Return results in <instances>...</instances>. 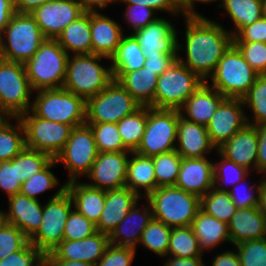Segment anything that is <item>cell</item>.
<instances>
[{
    "instance_id": "1",
    "label": "cell",
    "mask_w": 266,
    "mask_h": 266,
    "mask_svg": "<svg viewBox=\"0 0 266 266\" xmlns=\"http://www.w3.org/2000/svg\"><path fill=\"white\" fill-rule=\"evenodd\" d=\"M184 17L186 60L181 55H177V60L208 82L219 60L233 44V36L221 24L202 15Z\"/></svg>"
},
{
    "instance_id": "2",
    "label": "cell",
    "mask_w": 266,
    "mask_h": 266,
    "mask_svg": "<svg viewBox=\"0 0 266 266\" xmlns=\"http://www.w3.org/2000/svg\"><path fill=\"white\" fill-rule=\"evenodd\" d=\"M69 54L56 39H46L25 64L33 91L63 87Z\"/></svg>"
},
{
    "instance_id": "3",
    "label": "cell",
    "mask_w": 266,
    "mask_h": 266,
    "mask_svg": "<svg viewBox=\"0 0 266 266\" xmlns=\"http://www.w3.org/2000/svg\"><path fill=\"white\" fill-rule=\"evenodd\" d=\"M102 58L106 57L96 54L69 55L62 88L85 101L100 93L113 81L111 67L105 68L99 64Z\"/></svg>"
},
{
    "instance_id": "4",
    "label": "cell",
    "mask_w": 266,
    "mask_h": 266,
    "mask_svg": "<svg viewBox=\"0 0 266 266\" xmlns=\"http://www.w3.org/2000/svg\"><path fill=\"white\" fill-rule=\"evenodd\" d=\"M146 200L153 218L171 228L190 226L200 210V197L175 186L159 187Z\"/></svg>"
},
{
    "instance_id": "5",
    "label": "cell",
    "mask_w": 266,
    "mask_h": 266,
    "mask_svg": "<svg viewBox=\"0 0 266 266\" xmlns=\"http://www.w3.org/2000/svg\"><path fill=\"white\" fill-rule=\"evenodd\" d=\"M46 39L31 14L16 12L0 38V51L4 60L25 64Z\"/></svg>"
},
{
    "instance_id": "6",
    "label": "cell",
    "mask_w": 266,
    "mask_h": 266,
    "mask_svg": "<svg viewBox=\"0 0 266 266\" xmlns=\"http://www.w3.org/2000/svg\"><path fill=\"white\" fill-rule=\"evenodd\" d=\"M31 111L40 118L77 127L86 123V101L64 88L41 89Z\"/></svg>"
},
{
    "instance_id": "7",
    "label": "cell",
    "mask_w": 266,
    "mask_h": 266,
    "mask_svg": "<svg viewBox=\"0 0 266 266\" xmlns=\"http://www.w3.org/2000/svg\"><path fill=\"white\" fill-rule=\"evenodd\" d=\"M258 75L238 48L232 44L209 77L212 81L210 87L218 90L225 98L242 99Z\"/></svg>"
},
{
    "instance_id": "8",
    "label": "cell",
    "mask_w": 266,
    "mask_h": 266,
    "mask_svg": "<svg viewBox=\"0 0 266 266\" xmlns=\"http://www.w3.org/2000/svg\"><path fill=\"white\" fill-rule=\"evenodd\" d=\"M204 82L197 74L176 60L158 76L154 108L179 110Z\"/></svg>"
},
{
    "instance_id": "9",
    "label": "cell",
    "mask_w": 266,
    "mask_h": 266,
    "mask_svg": "<svg viewBox=\"0 0 266 266\" xmlns=\"http://www.w3.org/2000/svg\"><path fill=\"white\" fill-rule=\"evenodd\" d=\"M52 196L43 205L42 223L38 231L29 239V242L45 255L63 241L65 224L73 208L66 183Z\"/></svg>"
},
{
    "instance_id": "10",
    "label": "cell",
    "mask_w": 266,
    "mask_h": 266,
    "mask_svg": "<svg viewBox=\"0 0 266 266\" xmlns=\"http://www.w3.org/2000/svg\"><path fill=\"white\" fill-rule=\"evenodd\" d=\"M25 66L3 60L0 64V111L8 118L19 117L31 110V94Z\"/></svg>"
},
{
    "instance_id": "11",
    "label": "cell",
    "mask_w": 266,
    "mask_h": 266,
    "mask_svg": "<svg viewBox=\"0 0 266 266\" xmlns=\"http://www.w3.org/2000/svg\"><path fill=\"white\" fill-rule=\"evenodd\" d=\"M141 105L116 80L86 101V123H118Z\"/></svg>"
},
{
    "instance_id": "12",
    "label": "cell",
    "mask_w": 266,
    "mask_h": 266,
    "mask_svg": "<svg viewBox=\"0 0 266 266\" xmlns=\"http://www.w3.org/2000/svg\"><path fill=\"white\" fill-rule=\"evenodd\" d=\"M179 110L158 109L148 106V120L136 153L155 156L175 150Z\"/></svg>"
},
{
    "instance_id": "13",
    "label": "cell",
    "mask_w": 266,
    "mask_h": 266,
    "mask_svg": "<svg viewBox=\"0 0 266 266\" xmlns=\"http://www.w3.org/2000/svg\"><path fill=\"white\" fill-rule=\"evenodd\" d=\"M18 118L24 127L26 147L46 153L53 159L63 149L74 128L37 117L31 110Z\"/></svg>"
},
{
    "instance_id": "14",
    "label": "cell",
    "mask_w": 266,
    "mask_h": 266,
    "mask_svg": "<svg viewBox=\"0 0 266 266\" xmlns=\"http://www.w3.org/2000/svg\"><path fill=\"white\" fill-rule=\"evenodd\" d=\"M98 154L90 126L85 123L74 127L67 143L55 157L56 163H62L68 170L69 179L65 183L87 175Z\"/></svg>"
},
{
    "instance_id": "15",
    "label": "cell",
    "mask_w": 266,
    "mask_h": 266,
    "mask_svg": "<svg viewBox=\"0 0 266 266\" xmlns=\"http://www.w3.org/2000/svg\"><path fill=\"white\" fill-rule=\"evenodd\" d=\"M83 13L80 0H53L37 7L30 14L47 39H57Z\"/></svg>"
},
{
    "instance_id": "16",
    "label": "cell",
    "mask_w": 266,
    "mask_h": 266,
    "mask_svg": "<svg viewBox=\"0 0 266 266\" xmlns=\"http://www.w3.org/2000/svg\"><path fill=\"white\" fill-rule=\"evenodd\" d=\"M130 154V151L100 152L86 175L94 183L86 184L105 191L126 187Z\"/></svg>"
},
{
    "instance_id": "17",
    "label": "cell",
    "mask_w": 266,
    "mask_h": 266,
    "mask_svg": "<svg viewBox=\"0 0 266 266\" xmlns=\"http://www.w3.org/2000/svg\"><path fill=\"white\" fill-rule=\"evenodd\" d=\"M243 108L240 98H225L220 103L206 126L216 150L248 124Z\"/></svg>"
},
{
    "instance_id": "18",
    "label": "cell",
    "mask_w": 266,
    "mask_h": 266,
    "mask_svg": "<svg viewBox=\"0 0 266 266\" xmlns=\"http://www.w3.org/2000/svg\"><path fill=\"white\" fill-rule=\"evenodd\" d=\"M174 27L171 21L159 17L132 35L141 46L145 58L157 54H179L184 45L179 43L178 31Z\"/></svg>"
},
{
    "instance_id": "19",
    "label": "cell",
    "mask_w": 266,
    "mask_h": 266,
    "mask_svg": "<svg viewBox=\"0 0 266 266\" xmlns=\"http://www.w3.org/2000/svg\"><path fill=\"white\" fill-rule=\"evenodd\" d=\"M110 245L109 235L101 232L82 240H63L45 259L84 261L94 266Z\"/></svg>"
},
{
    "instance_id": "20",
    "label": "cell",
    "mask_w": 266,
    "mask_h": 266,
    "mask_svg": "<svg viewBox=\"0 0 266 266\" xmlns=\"http://www.w3.org/2000/svg\"><path fill=\"white\" fill-rule=\"evenodd\" d=\"M175 187L202 197L214 187L213 162L205 158H182Z\"/></svg>"
},
{
    "instance_id": "21",
    "label": "cell",
    "mask_w": 266,
    "mask_h": 266,
    "mask_svg": "<svg viewBox=\"0 0 266 266\" xmlns=\"http://www.w3.org/2000/svg\"><path fill=\"white\" fill-rule=\"evenodd\" d=\"M258 134L253 125L247 124L231 139L217 149L227 160L246 168L257 171ZM256 168V169H255Z\"/></svg>"
},
{
    "instance_id": "22",
    "label": "cell",
    "mask_w": 266,
    "mask_h": 266,
    "mask_svg": "<svg viewBox=\"0 0 266 266\" xmlns=\"http://www.w3.org/2000/svg\"><path fill=\"white\" fill-rule=\"evenodd\" d=\"M141 198L128 187L107 190L105 205L96 224L97 231L110 235Z\"/></svg>"
},
{
    "instance_id": "23",
    "label": "cell",
    "mask_w": 266,
    "mask_h": 266,
    "mask_svg": "<svg viewBox=\"0 0 266 266\" xmlns=\"http://www.w3.org/2000/svg\"><path fill=\"white\" fill-rule=\"evenodd\" d=\"M98 12H90L92 54L110 60L124 35V30L122 31L118 22Z\"/></svg>"
},
{
    "instance_id": "24",
    "label": "cell",
    "mask_w": 266,
    "mask_h": 266,
    "mask_svg": "<svg viewBox=\"0 0 266 266\" xmlns=\"http://www.w3.org/2000/svg\"><path fill=\"white\" fill-rule=\"evenodd\" d=\"M7 222L18 227L30 239L42 223L43 205L21 193L8 197Z\"/></svg>"
},
{
    "instance_id": "25",
    "label": "cell",
    "mask_w": 266,
    "mask_h": 266,
    "mask_svg": "<svg viewBox=\"0 0 266 266\" xmlns=\"http://www.w3.org/2000/svg\"><path fill=\"white\" fill-rule=\"evenodd\" d=\"M208 83L204 82L179 109L182 118L204 126L209 124L225 97Z\"/></svg>"
},
{
    "instance_id": "26",
    "label": "cell",
    "mask_w": 266,
    "mask_h": 266,
    "mask_svg": "<svg viewBox=\"0 0 266 266\" xmlns=\"http://www.w3.org/2000/svg\"><path fill=\"white\" fill-rule=\"evenodd\" d=\"M175 150L182 158H205L207 153L216 149L211 143L207 127L185 120H178Z\"/></svg>"
},
{
    "instance_id": "27",
    "label": "cell",
    "mask_w": 266,
    "mask_h": 266,
    "mask_svg": "<svg viewBox=\"0 0 266 266\" xmlns=\"http://www.w3.org/2000/svg\"><path fill=\"white\" fill-rule=\"evenodd\" d=\"M231 244L266 237V215L259 207L238 209L228 224Z\"/></svg>"
},
{
    "instance_id": "28",
    "label": "cell",
    "mask_w": 266,
    "mask_h": 266,
    "mask_svg": "<svg viewBox=\"0 0 266 266\" xmlns=\"http://www.w3.org/2000/svg\"><path fill=\"white\" fill-rule=\"evenodd\" d=\"M137 204L138 202L134 204L129 213L111 232L109 235L110 244L116 246L132 247L135 249L136 246L139 245L141 234L146 229L149 222L153 219V214L148 200V205L146 206L147 208H138Z\"/></svg>"
},
{
    "instance_id": "29",
    "label": "cell",
    "mask_w": 266,
    "mask_h": 266,
    "mask_svg": "<svg viewBox=\"0 0 266 266\" xmlns=\"http://www.w3.org/2000/svg\"><path fill=\"white\" fill-rule=\"evenodd\" d=\"M66 190L72 198L73 207L88 220L97 224L105 205L106 191L77 180L66 183Z\"/></svg>"
},
{
    "instance_id": "30",
    "label": "cell",
    "mask_w": 266,
    "mask_h": 266,
    "mask_svg": "<svg viewBox=\"0 0 266 266\" xmlns=\"http://www.w3.org/2000/svg\"><path fill=\"white\" fill-rule=\"evenodd\" d=\"M113 80L118 81L130 95L141 105L154 108V95L158 76L142 67L127 73H112Z\"/></svg>"
},
{
    "instance_id": "31",
    "label": "cell",
    "mask_w": 266,
    "mask_h": 266,
    "mask_svg": "<svg viewBox=\"0 0 266 266\" xmlns=\"http://www.w3.org/2000/svg\"><path fill=\"white\" fill-rule=\"evenodd\" d=\"M131 155L133 156L127 164L126 187L142 198H146L156 189L152 157L143 156L136 152H131ZM140 188H143L144 193L141 194Z\"/></svg>"
},
{
    "instance_id": "32",
    "label": "cell",
    "mask_w": 266,
    "mask_h": 266,
    "mask_svg": "<svg viewBox=\"0 0 266 266\" xmlns=\"http://www.w3.org/2000/svg\"><path fill=\"white\" fill-rule=\"evenodd\" d=\"M90 12H84L71 22L57 37V41L69 54H92Z\"/></svg>"
},
{
    "instance_id": "33",
    "label": "cell",
    "mask_w": 266,
    "mask_h": 266,
    "mask_svg": "<svg viewBox=\"0 0 266 266\" xmlns=\"http://www.w3.org/2000/svg\"><path fill=\"white\" fill-rule=\"evenodd\" d=\"M193 233L198 239L201 250H212L223 241L231 242L228 224L221 222L201 209L191 223Z\"/></svg>"
},
{
    "instance_id": "34",
    "label": "cell",
    "mask_w": 266,
    "mask_h": 266,
    "mask_svg": "<svg viewBox=\"0 0 266 266\" xmlns=\"http://www.w3.org/2000/svg\"><path fill=\"white\" fill-rule=\"evenodd\" d=\"M145 56L136 38L130 33L122 37L116 52L110 58L112 73H127L144 67Z\"/></svg>"
},
{
    "instance_id": "35",
    "label": "cell",
    "mask_w": 266,
    "mask_h": 266,
    "mask_svg": "<svg viewBox=\"0 0 266 266\" xmlns=\"http://www.w3.org/2000/svg\"><path fill=\"white\" fill-rule=\"evenodd\" d=\"M231 21L234 30L229 31L234 37L243 27L252 24L263 16V3L260 0H220Z\"/></svg>"
},
{
    "instance_id": "36",
    "label": "cell",
    "mask_w": 266,
    "mask_h": 266,
    "mask_svg": "<svg viewBox=\"0 0 266 266\" xmlns=\"http://www.w3.org/2000/svg\"><path fill=\"white\" fill-rule=\"evenodd\" d=\"M148 120V106H141L133 114L125 116L117 123L124 146L135 152L141 143Z\"/></svg>"
},
{
    "instance_id": "37",
    "label": "cell",
    "mask_w": 266,
    "mask_h": 266,
    "mask_svg": "<svg viewBox=\"0 0 266 266\" xmlns=\"http://www.w3.org/2000/svg\"><path fill=\"white\" fill-rule=\"evenodd\" d=\"M16 120L17 125L9 121ZM25 132L24 127L18 117H8L0 124V160H12L24 148Z\"/></svg>"
},
{
    "instance_id": "38",
    "label": "cell",
    "mask_w": 266,
    "mask_h": 266,
    "mask_svg": "<svg viewBox=\"0 0 266 266\" xmlns=\"http://www.w3.org/2000/svg\"><path fill=\"white\" fill-rule=\"evenodd\" d=\"M200 209L226 224L238 210L229 192L219 191L215 187L200 198Z\"/></svg>"
},
{
    "instance_id": "39",
    "label": "cell",
    "mask_w": 266,
    "mask_h": 266,
    "mask_svg": "<svg viewBox=\"0 0 266 266\" xmlns=\"http://www.w3.org/2000/svg\"><path fill=\"white\" fill-rule=\"evenodd\" d=\"M169 254L180 258L203 257V251L191 226L172 228L167 256Z\"/></svg>"
},
{
    "instance_id": "40",
    "label": "cell",
    "mask_w": 266,
    "mask_h": 266,
    "mask_svg": "<svg viewBox=\"0 0 266 266\" xmlns=\"http://www.w3.org/2000/svg\"><path fill=\"white\" fill-rule=\"evenodd\" d=\"M152 161L154 164L156 189L159 187L175 186L182 162L180 154L173 150L152 156Z\"/></svg>"
},
{
    "instance_id": "41",
    "label": "cell",
    "mask_w": 266,
    "mask_h": 266,
    "mask_svg": "<svg viewBox=\"0 0 266 266\" xmlns=\"http://www.w3.org/2000/svg\"><path fill=\"white\" fill-rule=\"evenodd\" d=\"M242 102L254 114L252 121L246 116L249 125H266V74L257 76L255 83L242 97Z\"/></svg>"
},
{
    "instance_id": "42",
    "label": "cell",
    "mask_w": 266,
    "mask_h": 266,
    "mask_svg": "<svg viewBox=\"0 0 266 266\" xmlns=\"http://www.w3.org/2000/svg\"><path fill=\"white\" fill-rule=\"evenodd\" d=\"M171 231V227L153 218L141 234L139 244L158 256L165 257L168 253Z\"/></svg>"
},
{
    "instance_id": "43",
    "label": "cell",
    "mask_w": 266,
    "mask_h": 266,
    "mask_svg": "<svg viewBox=\"0 0 266 266\" xmlns=\"http://www.w3.org/2000/svg\"><path fill=\"white\" fill-rule=\"evenodd\" d=\"M218 155L221 157V160L217 163H213L214 170V187L219 191H228L233 185L245 180L249 177L250 171L246 168L227 160L219 152ZM228 185V189L221 185ZM230 185H232L230 187Z\"/></svg>"
},
{
    "instance_id": "44",
    "label": "cell",
    "mask_w": 266,
    "mask_h": 266,
    "mask_svg": "<svg viewBox=\"0 0 266 266\" xmlns=\"http://www.w3.org/2000/svg\"><path fill=\"white\" fill-rule=\"evenodd\" d=\"M93 131L97 149L100 152L129 151L123 144L117 123H86Z\"/></svg>"
},
{
    "instance_id": "45",
    "label": "cell",
    "mask_w": 266,
    "mask_h": 266,
    "mask_svg": "<svg viewBox=\"0 0 266 266\" xmlns=\"http://www.w3.org/2000/svg\"><path fill=\"white\" fill-rule=\"evenodd\" d=\"M52 160L46 153L25 147L17 155L18 180L22 184L24 180L42 171Z\"/></svg>"
},
{
    "instance_id": "46",
    "label": "cell",
    "mask_w": 266,
    "mask_h": 266,
    "mask_svg": "<svg viewBox=\"0 0 266 266\" xmlns=\"http://www.w3.org/2000/svg\"><path fill=\"white\" fill-rule=\"evenodd\" d=\"M56 165L57 163L55 159H53L42 171L24 180L20 193L31 199L39 200L37 195L58 187L57 185H59V182L57 177L50 170Z\"/></svg>"
},
{
    "instance_id": "47",
    "label": "cell",
    "mask_w": 266,
    "mask_h": 266,
    "mask_svg": "<svg viewBox=\"0 0 266 266\" xmlns=\"http://www.w3.org/2000/svg\"><path fill=\"white\" fill-rule=\"evenodd\" d=\"M241 266H266V237L235 245Z\"/></svg>"
},
{
    "instance_id": "48",
    "label": "cell",
    "mask_w": 266,
    "mask_h": 266,
    "mask_svg": "<svg viewBox=\"0 0 266 266\" xmlns=\"http://www.w3.org/2000/svg\"><path fill=\"white\" fill-rule=\"evenodd\" d=\"M96 232V224L72 209L65 224L63 240H82Z\"/></svg>"
},
{
    "instance_id": "49",
    "label": "cell",
    "mask_w": 266,
    "mask_h": 266,
    "mask_svg": "<svg viewBox=\"0 0 266 266\" xmlns=\"http://www.w3.org/2000/svg\"><path fill=\"white\" fill-rule=\"evenodd\" d=\"M0 266H47L45 254L28 242L21 250L0 260Z\"/></svg>"
},
{
    "instance_id": "50",
    "label": "cell",
    "mask_w": 266,
    "mask_h": 266,
    "mask_svg": "<svg viewBox=\"0 0 266 266\" xmlns=\"http://www.w3.org/2000/svg\"><path fill=\"white\" fill-rule=\"evenodd\" d=\"M233 44L256 73L266 74V43L233 42Z\"/></svg>"
},
{
    "instance_id": "51",
    "label": "cell",
    "mask_w": 266,
    "mask_h": 266,
    "mask_svg": "<svg viewBox=\"0 0 266 266\" xmlns=\"http://www.w3.org/2000/svg\"><path fill=\"white\" fill-rule=\"evenodd\" d=\"M29 239L15 225L7 223L0 231V260L21 250Z\"/></svg>"
},
{
    "instance_id": "52",
    "label": "cell",
    "mask_w": 266,
    "mask_h": 266,
    "mask_svg": "<svg viewBox=\"0 0 266 266\" xmlns=\"http://www.w3.org/2000/svg\"><path fill=\"white\" fill-rule=\"evenodd\" d=\"M21 186L18 180L17 156L12 160H0V189L10 197L20 193Z\"/></svg>"
},
{
    "instance_id": "53",
    "label": "cell",
    "mask_w": 266,
    "mask_h": 266,
    "mask_svg": "<svg viewBox=\"0 0 266 266\" xmlns=\"http://www.w3.org/2000/svg\"><path fill=\"white\" fill-rule=\"evenodd\" d=\"M137 249L110 244L94 266H130Z\"/></svg>"
},
{
    "instance_id": "54",
    "label": "cell",
    "mask_w": 266,
    "mask_h": 266,
    "mask_svg": "<svg viewBox=\"0 0 266 266\" xmlns=\"http://www.w3.org/2000/svg\"><path fill=\"white\" fill-rule=\"evenodd\" d=\"M243 184L244 183L241 181V182L237 183L236 186L234 185L233 188L228 190V192L231 196V199L234 202V204L236 205V207L238 209L249 208V207H259L260 206V182H259V185L258 184L257 185L255 184V186L249 185V187L247 186V188L244 187ZM245 185H246V183H245Z\"/></svg>"
},
{
    "instance_id": "55",
    "label": "cell",
    "mask_w": 266,
    "mask_h": 266,
    "mask_svg": "<svg viewBox=\"0 0 266 266\" xmlns=\"http://www.w3.org/2000/svg\"><path fill=\"white\" fill-rule=\"evenodd\" d=\"M155 10L145 5L127 4L123 17L128 20L132 33L146 27L159 17L154 15Z\"/></svg>"
},
{
    "instance_id": "56",
    "label": "cell",
    "mask_w": 266,
    "mask_h": 266,
    "mask_svg": "<svg viewBox=\"0 0 266 266\" xmlns=\"http://www.w3.org/2000/svg\"><path fill=\"white\" fill-rule=\"evenodd\" d=\"M233 42H263L266 43V17L243 27L234 37Z\"/></svg>"
},
{
    "instance_id": "57",
    "label": "cell",
    "mask_w": 266,
    "mask_h": 266,
    "mask_svg": "<svg viewBox=\"0 0 266 266\" xmlns=\"http://www.w3.org/2000/svg\"><path fill=\"white\" fill-rule=\"evenodd\" d=\"M178 54H157L146 58L144 67L157 76L167 70L176 60Z\"/></svg>"
},
{
    "instance_id": "58",
    "label": "cell",
    "mask_w": 266,
    "mask_h": 266,
    "mask_svg": "<svg viewBox=\"0 0 266 266\" xmlns=\"http://www.w3.org/2000/svg\"><path fill=\"white\" fill-rule=\"evenodd\" d=\"M120 3L124 2L125 4H139L145 5L154 9L156 12L159 10L161 12H171L173 16H178L180 9L177 3V0H119Z\"/></svg>"
},
{
    "instance_id": "59",
    "label": "cell",
    "mask_w": 266,
    "mask_h": 266,
    "mask_svg": "<svg viewBox=\"0 0 266 266\" xmlns=\"http://www.w3.org/2000/svg\"><path fill=\"white\" fill-rule=\"evenodd\" d=\"M258 134L257 172H266V125H256Z\"/></svg>"
},
{
    "instance_id": "60",
    "label": "cell",
    "mask_w": 266,
    "mask_h": 266,
    "mask_svg": "<svg viewBox=\"0 0 266 266\" xmlns=\"http://www.w3.org/2000/svg\"><path fill=\"white\" fill-rule=\"evenodd\" d=\"M15 13V0H0V38Z\"/></svg>"
},
{
    "instance_id": "61",
    "label": "cell",
    "mask_w": 266,
    "mask_h": 266,
    "mask_svg": "<svg viewBox=\"0 0 266 266\" xmlns=\"http://www.w3.org/2000/svg\"><path fill=\"white\" fill-rule=\"evenodd\" d=\"M211 263L212 266H241L238 254L229 250L222 253L219 252Z\"/></svg>"
},
{
    "instance_id": "62",
    "label": "cell",
    "mask_w": 266,
    "mask_h": 266,
    "mask_svg": "<svg viewBox=\"0 0 266 266\" xmlns=\"http://www.w3.org/2000/svg\"><path fill=\"white\" fill-rule=\"evenodd\" d=\"M53 0H15V10L18 13H31L37 7Z\"/></svg>"
},
{
    "instance_id": "63",
    "label": "cell",
    "mask_w": 266,
    "mask_h": 266,
    "mask_svg": "<svg viewBox=\"0 0 266 266\" xmlns=\"http://www.w3.org/2000/svg\"><path fill=\"white\" fill-rule=\"evenodd\" d=\"M164 266H205L202 257L193 258H180V257H170L168 261H165Z\"/></svg>"
},
{
    "instance_id": "64",
    "label": "cell",
    "mask_w": 266,
    "mask_h": 266,
    "mask_svg": "<svg viewBox=\"0 0 266 266\" xmlns=\"http://www.w3.org/2000/svg\"><path fill=\"white\" fill-rule=\"evenodd\" d=\"M217 0H177L180 12L183 13L184 16H194V15H201L197 13L194 9V3H212ZM219 1V0H218Z\"/></svg>"
},
{
    "instance_id": "65",
    "label": "cell",
    "mask_w": 266,
    "mask_h": 266,
    "mask_svg": "<svg viewBox=\"0 0 266 266\" xmlns=\"http://www.w3.org/2000/svg\"><path fill=\"white\" fill-rule=\"evenodd\" d=\"M82 8L84 10V12H96V6L100 9V10H104V8L110 4V3H114V2H119V0H80Z\"/></svg>"
},
{
    "instance_id": "66",
    "label": "cell",
    "mask_w": 266,
    "mask_h": 266,
    "mask_svg": "<svg viewBox=\"0 0 266 266\" xmlns=\"http://www.w3.org/2000/svg\"><path fill=\"white\" fill-rule=\"evenodd\" d=\"M47 266H92L84 261L63 260V259H45Z\"/></svg>"
},
{
    "instance_id": "67",
    "label": "cell",
    "mask_w": 266,
    "mask_h": 266,
    "mask_svg": "<svg viewBox=\"0 0 266 266\" xmlns=\"http://www.w3.org/2000/svg\"><path fill=\"white\" fill-rule=\"evenodd\" d=\"M259 208L266 215V178L263 176V179L260 180V206Z\"/></svg>"
},
{
    "instance_id": "68",
    "label": "cell",
    "mask_w": 266,
    "mask_h": 266,
    "mask_svg": "<svg viewBox=\"0 0 266 266\" xmlns=\"http://www.w3.org/2000/svg\"><path fill=\"white\" fill-rule=\"evenodd\" d=\"M7 217L6 213L4 211L0 210V231L3 229V227L7 224Z\"/></svg>"
},
{
    "instance_id": "69",
    "label": "cell",
    "mask_w": 266,
    "mask_h": 266,
    "mask_svg": "<svg viewBox=\"0 0 266 266\" xmlns=\"http://www.w3.org/2000/svg\"><path fill=\"white\" fill-rule=\"evenodd\" d=\"M7 118V116L0 111V124Z\"/></svg>"
},
{
    "instance_id": "70",
    "label": "cell",
    "mask_w": 266,
    "mask_h": 266,
    "mask_svg": "<svg viewBox=\"0 0 266 266\" xmlns=\"http://www.w3.org/2000/svg\"><path fill=\"white\" fill-rule=\"evenodd\" d=\"M262 3H263V16L266 17V0H263Z\"/></svg>"
},
{
    "instance_id": "71",
    "label": "cell",
    "mask_w": 266,
    "mask_h": 266,
    "mask_svg": "<svg viewBox=\"0 0 266 266\" xmlns=\"http://www.w3.org/2000/svg\"><path fill=\"white\" fill-rule=\"evenodd\" d=\"M4 60V58H3V55L1 54V51H0V64H1V62Z\"/></svg>"
}]
</instances>
